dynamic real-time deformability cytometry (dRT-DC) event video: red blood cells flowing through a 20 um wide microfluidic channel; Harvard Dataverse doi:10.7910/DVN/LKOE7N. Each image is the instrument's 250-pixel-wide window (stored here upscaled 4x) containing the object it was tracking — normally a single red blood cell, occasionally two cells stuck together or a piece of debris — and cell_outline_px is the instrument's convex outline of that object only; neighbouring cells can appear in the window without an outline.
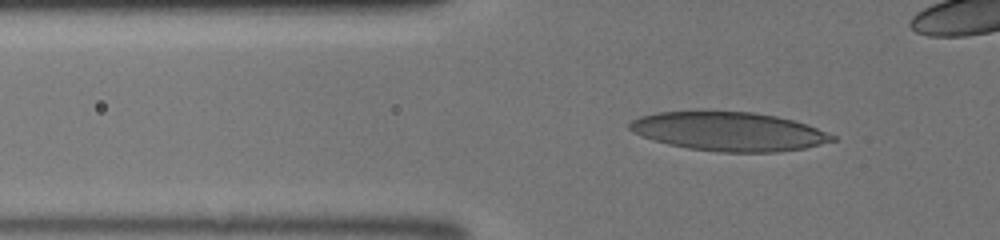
{"species": "human", "species_latin": "Homo sapiens", "temperature_condition": "room temperature", "stored_images_in_passage": 43, "camera_frame_rate_fps": 3000, "um_per_image_px": 0.085, "donor": {"sex": "male"}, "frame": {"image": 1, "passage_image": 17, "time_ms": 5.333, "image_size_px": [1000, 240], "cell_outline_px": [[836, 140], [804, 148], [780, 152], [720, 152], [688, 148], [668, 144], [632, 132], [628, 128], [628, 124], [632, 120], [640, 116], [656, 112], [752, 112], [776, 116], [792, 120], [816, 128], [836, 136]], "centroid_in_image_um": [61.95, 11.18], "position_along_channel_um": 63.9, "area_um2": 45.43}}
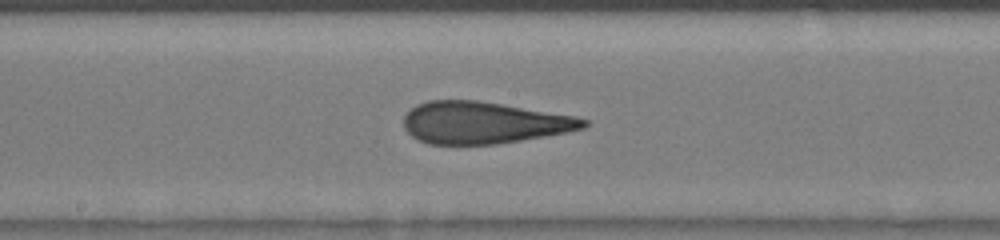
{"frame": {"image": 2, "passage_image": 27, "time_ms": 8.667, "image_size_px": [1000, 240], "cell_outline_px": [[588, 124], [584, 128], [568, 132], [496, 144], [428, 144], [416, 140], [404, 128], [404, 116], [416, 104], [428, 100], [476, 100], [576, 116], [588, 120]], "centroid_in_image_um": [41.09, 10.43], "position_along_channel_um": 207.1, "area_um2": 43.81}}
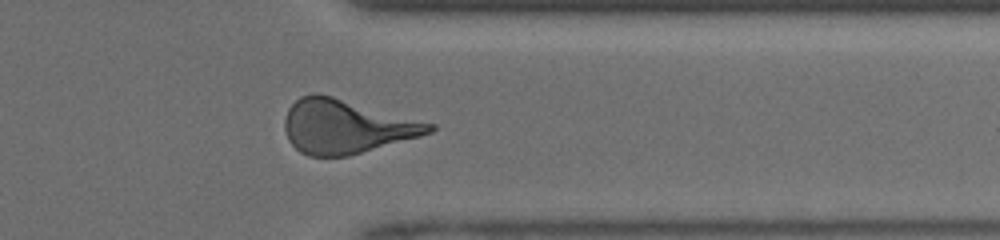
{"frame": {"image": 3, "passage_image": 38, "time_ms": 12.333, "image_size_px": [1000, 240], "cell_outline_px": [[436, 128], [432, 132], [420, 136], [348, 156], [308, 156], [300, 152], [288, 140], [284, 128], [284, 116], [288, 108], [300, 96], [316, 92], [332, 96], [436, 124]], "centroid_in_image_um": [29.4, 10.75], "position_along_channel_um": 382.0, "area_um2": 45.37}}